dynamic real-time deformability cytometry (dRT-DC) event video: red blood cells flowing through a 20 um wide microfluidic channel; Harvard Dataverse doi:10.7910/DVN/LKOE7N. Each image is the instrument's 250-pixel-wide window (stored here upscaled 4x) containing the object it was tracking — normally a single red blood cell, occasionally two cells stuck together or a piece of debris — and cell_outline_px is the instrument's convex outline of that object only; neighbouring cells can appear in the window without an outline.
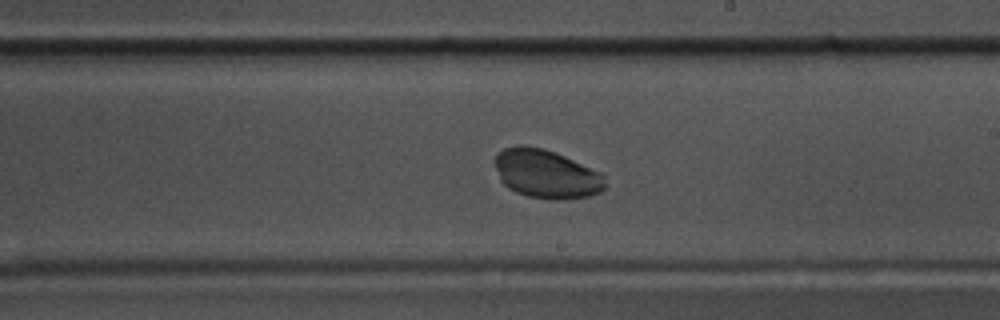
{"species": "common noctule bat (a hibernating species)", "species_latin": "Nyctalus noctula", "temperature_condition": "warm", "stored_images_in_passage": 55, "camera_frame_rate_fps": 3000, "um_per_image_px": 0.085, "animal": {"sex": "male", "body_mass_g": 17.5, "forearm_length_mm": 52.3}, "frame": {"image": 1, "passage_image": 32, "time_ms": 10.333, "image_size_px": [1000, 320], "cell_outline_px": [[604, 188], [600, 192], [588, 196], [564, 200], [556, 200], [528, 196], [516, 192], [508, 188], [500, 180], [496, 168], [496, 156], [504, 148], [520, 144], [544, 148], [564, 156], [600, 172], [604, 176]], "centroid_in_image_um": [46.43, 14.79], "position_along_channel_um": 242.6, "area_um2": 31.1}}